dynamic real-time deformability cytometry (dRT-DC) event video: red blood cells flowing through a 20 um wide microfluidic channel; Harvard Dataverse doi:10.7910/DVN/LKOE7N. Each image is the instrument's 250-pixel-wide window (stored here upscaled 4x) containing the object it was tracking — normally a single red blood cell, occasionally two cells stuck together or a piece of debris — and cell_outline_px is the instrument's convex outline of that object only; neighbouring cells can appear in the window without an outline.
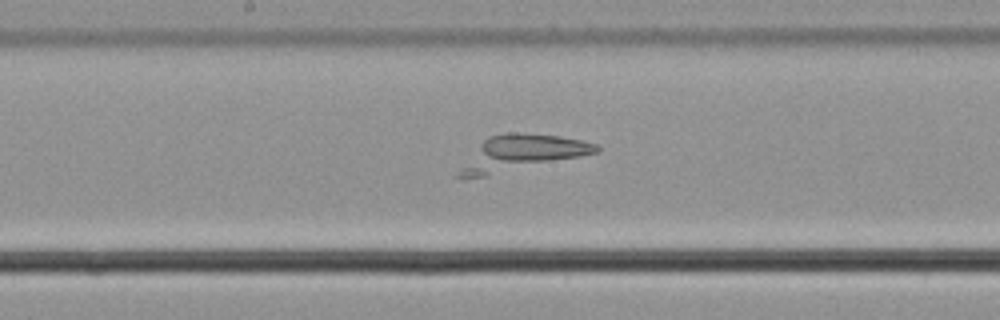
{"species": "common noctule bat (a hibernating species)", "species_latin": "Nyctalus noctula", "temperature_condition": "cold", "stored_images_in_passage": 52, "camera_frame_rate_fps": 3000, "um_per_image_px": 0.085, "animal": {"sex": "male", "body_mass_g": 21.5, "forearm_length_mm": 52.0}, "frame": {"image": 1, "passage_image": 25, "time_ms": 8.0, "image_size_px": [1000, 320], "cell_outline_px": [[600, 152], [484, 176], [460, 180], [456, 176], [480, 144], [488, 136], [508, 132], [520, 132], [560, 136], [580, 140], [596, 144], [600, 148]], "centroid_in_image_um": [44.34, 12.99], "position_along_channel_um": 203.9, "area_um2": 27.51}}
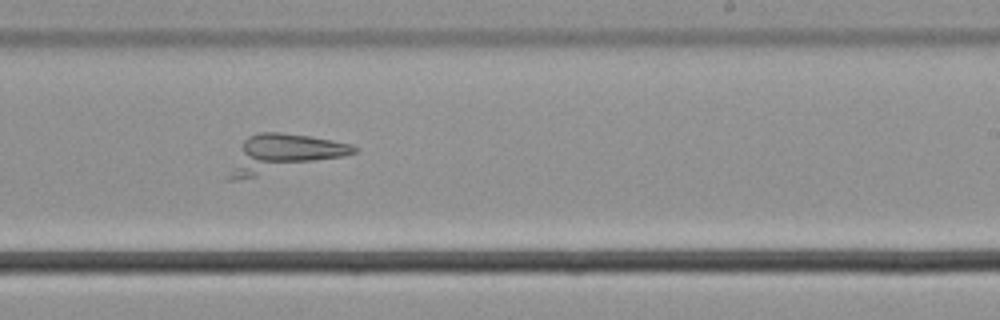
{"frame": {"image": 2, "passage_image": 30, "time_ms": 9.667, "image_size_px": [1000, 320], "cell_outline_px": [[360, 148], [356, 152], [344, 156], [256, 176], [236, 180], [228, 180], [224, 176], [244, 140], [248, 136], [260, 132], [280, 132], [308, 136], [332, 140], [352, 144]], "centroid_in_image_um": [24.02, 13.05], "position_along_channel_um": 265.0, "area_um2": 26.99}}